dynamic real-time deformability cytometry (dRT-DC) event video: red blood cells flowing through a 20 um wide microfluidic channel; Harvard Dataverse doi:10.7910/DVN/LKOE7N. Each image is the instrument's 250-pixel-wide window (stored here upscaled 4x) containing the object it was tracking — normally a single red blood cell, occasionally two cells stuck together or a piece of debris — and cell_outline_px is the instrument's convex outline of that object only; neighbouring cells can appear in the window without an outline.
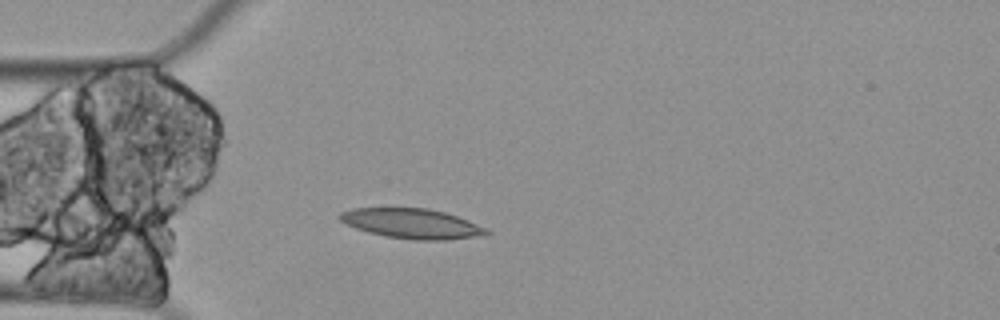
{"species": "Egyptian fruit bat (a non-hibernating species)", "species_latin": "Rousettus aegyptiacus", "temperature_condition": "cold", "stored_images_in_passage": 5, "camera_frame_rate_fps": 3000, "um_per_image_px": 0.085, "animal": {"sex": "female"}, "frame": {"image": 1, "passage_image": 5, "time_ms": 1.333, "image_size_px": [1000, 320], "cell_outline_px": [[492, 232], [488, 236], [444, 240], [412, 240], [384, 236], [368, 232], [356, 228], [340, 220], [336, 216], [340, 212], [352, 208], [428, 208], [444, 212], [468, 220], [488, 228]], "centroid_in_image_um": [35.06, 19.01], "position_along_channel_um": 49.9, "area_um2": 25.89}}